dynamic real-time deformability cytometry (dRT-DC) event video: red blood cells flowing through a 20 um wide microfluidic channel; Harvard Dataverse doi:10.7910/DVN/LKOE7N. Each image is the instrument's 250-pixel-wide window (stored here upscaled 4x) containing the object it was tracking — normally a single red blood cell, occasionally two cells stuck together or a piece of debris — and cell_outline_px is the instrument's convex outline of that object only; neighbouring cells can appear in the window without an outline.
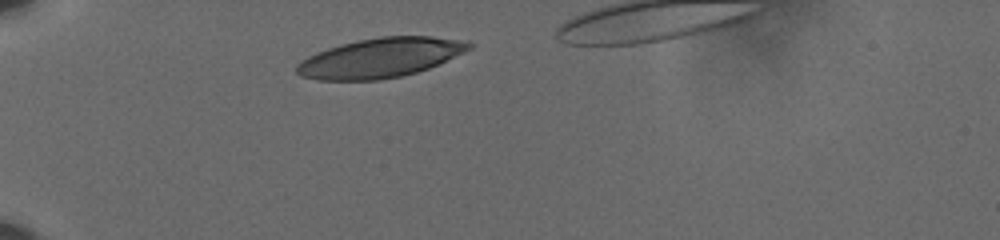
{"species": "human", "species_latin": "Homo sapiens", "temperature_condition": "cold", "stored_images_in_passage": 35, "camera_frame_rate_fps": 3000, "um_per_image_px": 0.085, "donor": {"sex": "male"}, "frame": {"image": 1, "passage_image": 2, "time_ms": 0.333, "image_size_px": [1000, 240], "cell_outline_px": [[476, 44], [472, 48], [428, 68], [416, 72], [400, 76], [376, 80], [316, 80], [300, 76], [296, 72], [296, 64], [300, 60], [316, 52], [340, 44], [380, 36], [432, 36], [468, 40]], "centroid_in_image_um": [32.32, 4.9], "position_along_channel_um": 52.7, "area_um2": 39.77}}
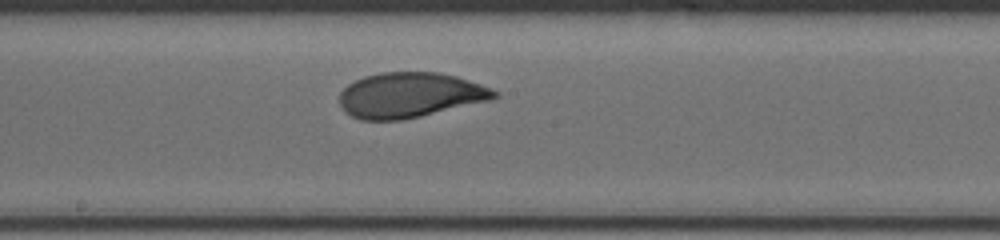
{"frame": {"image": 2, "passage_image": 18, "time_ms": 5.667, "image_size_px": [1000, 240], "cell_outline_px": [[500, 96], [492, 100], [420, 116], [400, 120], [360, 120], [344, 112], [340, 104], [340, 92], [348, 84], [364, 76], [380, 72], [440, 72], [456, 76], [492, 88], [500, 92]], "centroid_in_image_um": [34.86, 8.08], "position_along_channel_um": 213.3, "area_um2": 40.92}}
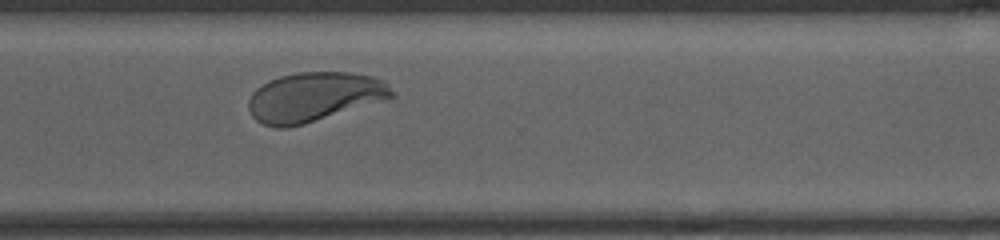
{"frame": {"image": 3, "passage_image": 29, "time_ms": 9.333, "image_size_px": [1000, 240], "cell_outline_px": [[396, 96], [304, 124], [288, 128], [276, 128], [264, 124], [256, 120], [252, 116], [248, 108], [248, 100], [252, 92], [256, 88], [268, 80], [280, 76], [296, 72], [352, 72], [372, 76], [384, 80]], "centroid_in_image_um": [26.66, 8.23], "position_along_channel_um": 343.9, "area_um2": 41.21}, "authors_computed_cell_mechanics": {"area_um2": 40.8068, "velocity_mm_per_s": 3.5724, "shape_relaxation_time_tau1_ms": 3.7333, "shape_relaxation_time_tau2_ms": 0.7921, "deformation_change_tau1": 0.1454, "deformation_change_tau2": 0.057}}